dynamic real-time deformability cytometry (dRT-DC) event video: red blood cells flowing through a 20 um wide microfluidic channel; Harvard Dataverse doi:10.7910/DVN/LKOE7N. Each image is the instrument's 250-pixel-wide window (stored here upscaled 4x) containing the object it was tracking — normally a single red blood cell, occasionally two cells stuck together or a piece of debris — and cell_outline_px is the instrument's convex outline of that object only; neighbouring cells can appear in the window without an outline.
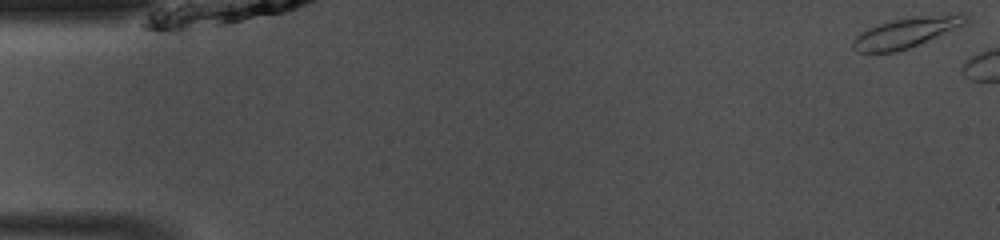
{"species": "common noctule bat (a hibernating species)", "species_latin": "Nyctalus noctula", "temperature_condition": "room temperature", "stored_images_in_passage": 6, "camera_frame_rate_fps": 3000, "um_per_image_px": 0.085, "animal": {"sex": "male", "body_mass_g": 13.0, "forearm_length_mm": 53.1}, "frame": {"image": 1, "passage_image": 1, "time_ms": 0.0, "image_size_px": [1000, 240], "cell_outline_px": [[972, 16], [968, 24], [908, 48], [896, 52], [856, 52], [852, 48], [852, 40], [860, 32], [868, 28], [892, 20], [916, 16], [960, 12], [968, 12]], "centroid_in_image_um": [77.15, 2.72], "position_along_channel_um": 7.9, "area_um2": 20.35}}